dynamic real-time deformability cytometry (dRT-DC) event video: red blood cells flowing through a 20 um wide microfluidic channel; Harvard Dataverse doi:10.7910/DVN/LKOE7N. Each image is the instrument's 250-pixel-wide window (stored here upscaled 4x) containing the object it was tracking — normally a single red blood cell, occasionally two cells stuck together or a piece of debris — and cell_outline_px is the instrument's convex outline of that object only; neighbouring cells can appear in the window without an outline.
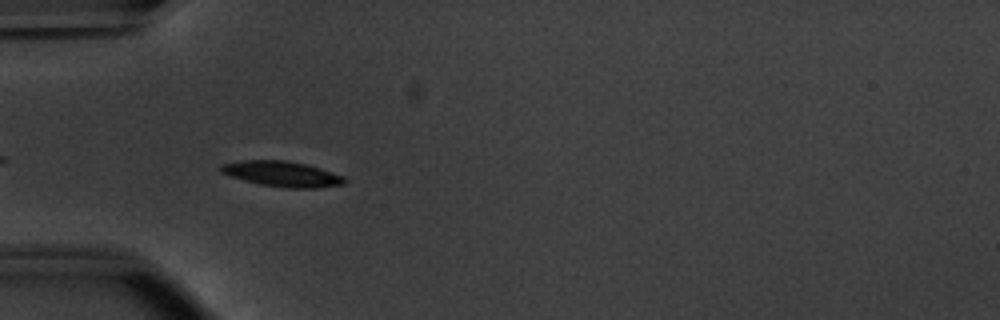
{"species": "common noctule bat (a hibernating species)", "species_latin": "Nyctalus noctula", "temperature_condition": "warm", "stored_images_in_passage": 6, "camera_frame_rate_fps": 3000, "um_per_image_px": 0.085, "animal": {"sex": "male", "body_mass_g": 20.1, "forearm_length_mm": 53.5}, "frame": {"image": 1, "passage_image": 3, "time_ms": 0.667, "image_size_px": [1000, 320], "cell_outline_px": [[344, 184], [316, 188], [284, 188], [260, 184], [244, 180], [220, 172], [216, 168], [220, 164], [240, 160], [288, 160], [320, 168], [344, 176]], "centroid_in_image_um": [23.92, 14.77], "position_along_channel_um": 61.1, "area_um2": 18.38}}